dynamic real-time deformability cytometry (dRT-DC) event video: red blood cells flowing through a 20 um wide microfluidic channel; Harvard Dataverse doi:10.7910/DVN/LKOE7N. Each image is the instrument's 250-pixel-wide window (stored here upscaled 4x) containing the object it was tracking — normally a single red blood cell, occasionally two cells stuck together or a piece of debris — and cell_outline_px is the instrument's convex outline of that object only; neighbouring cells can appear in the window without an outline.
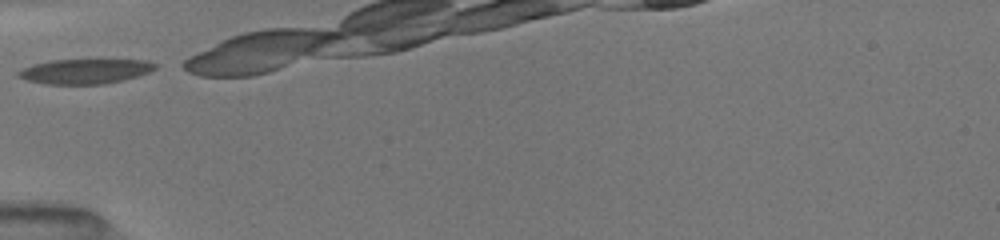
{"species": "common noctule bat (a hibernating species)", "species_latin": "Nyctalus noctula", "temperature_condition": "room temperature", "stored_images_in_passage": 17, "camera_frame_rate_fps": 3000, "um_per_image_px": 0.085, "animal": {"sex": "female", "body_mass_g": 19.5, "forearm_length_mm": 54.1}, "frame": {"image": 1, "passage_image": 1, "time_ms": 0.0, "image_size_px": [1000, 240], "cell_outline_px": [[160, 64], [156, 68], [148, 72], [124, 80], [104, 84], [44, 84], [28, 80], [16, 76], [16, 72], [32, 64], [52, 60], [148, 60]], "centroid_in_image_um": [7.24, 6.06], "position_along_channel_um": 77.8, "area_um2": 19.83}}